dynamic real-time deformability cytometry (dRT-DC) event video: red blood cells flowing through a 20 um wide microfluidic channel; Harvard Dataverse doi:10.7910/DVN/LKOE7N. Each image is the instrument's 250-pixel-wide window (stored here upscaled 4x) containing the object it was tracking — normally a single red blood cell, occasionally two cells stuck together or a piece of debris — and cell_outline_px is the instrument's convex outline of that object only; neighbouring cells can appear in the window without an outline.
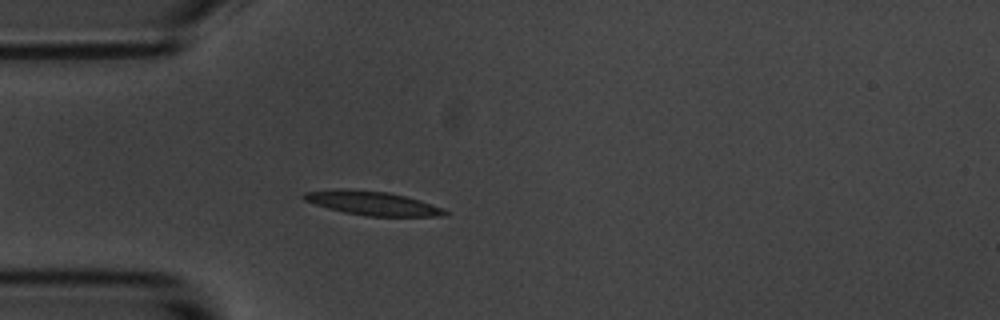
{"species": "common noctule bat (a hibernating species)", "species_latin": "Nyctalus noctula", "temperature_condition": "room temperature", "stored_images_in_passage": 2, "camera_frame_rate_fps": 3000, "um_per_image_px": 0.085, "animal": {"sex": "male", "body_mass_g": 20.1, "forearm_length_mm": 53.5}, "frame": {"image": 1, "passage_image": 2, "time_ms": 1.333, "image_size_px": [1000, 320], "cell_outline_px": [[448, 212], [444, 216], [368, 216], [344, 212], [328, 208], [304, 200], [300, 196], [304, 192], [340, 188], [348, 188], [388, 192], [404, 196], [444, 208]], "centroid_in_image_um": [31.61, 17.26], "position_along_channel_um": 53.4, "area_um2": 19.59}}